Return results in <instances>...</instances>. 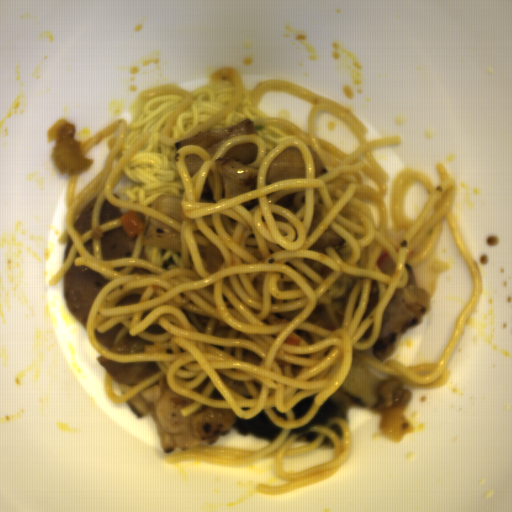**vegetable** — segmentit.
<instances>
[{"label":"vegetable","instance_id":"vegetable-1","mask_svg":"<svg viewBox=\"0 0 512 512\" xmlns=\"http://www.w3.org/2000/svg\"><path fill=\"white\" fill-rule=\"evenodd\" d=\"M390 377L391 375H387L353 358L350 370L338 388L349 393L368 407H374L379 402L377 393L379 385Z\"/></svg>","mask_w":512,"mask_h":512},{"label":"vegetable","instance_id":"vegetable-2","mask_svg":"<svg viewBox=\"0 0 512 512\" xmlns=\"http://www.w3.org/2000/svg\"><path fill=\"white\" fill-rule=\"evenodd\" d=\"M142 246H153L182 252L181 234L166 223L148 216L146 231L141 240Z\"/></svg>","mask_w":512,"mask_h":512},{"label":"vegetable","instance_id":"vegetable-3","mask_svg":"<svg viewBox=\"0 0 512 512\" xmlns=\"http://www.w3.org/2000/svg\"><path fill=\"white\" fill-rule=\"evenodd\" d=\"M150 208L176 223L182 222V196L161 194L155 198Z\"/></svg>","mask_w":512,"mask_h":512}]
</instances>
